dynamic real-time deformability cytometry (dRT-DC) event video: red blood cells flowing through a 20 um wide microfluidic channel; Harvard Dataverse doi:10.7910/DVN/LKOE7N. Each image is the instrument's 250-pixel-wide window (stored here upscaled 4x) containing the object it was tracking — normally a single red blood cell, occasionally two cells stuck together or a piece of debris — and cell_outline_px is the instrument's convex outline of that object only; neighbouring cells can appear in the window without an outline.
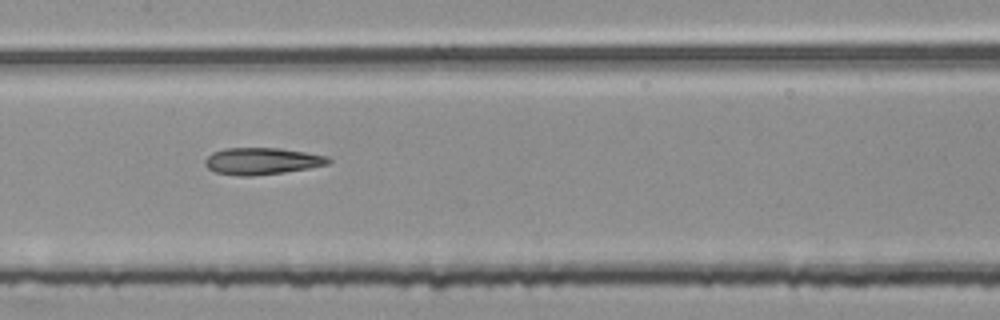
{"species": "common noctule bat (a hibernating species)", "species_latin": "Nyctalus noctula", "temperature_condition": "room temperature", "stored_images_in_passage": 53, "segment_of_instrument_passage": [2, 2], "camera_frame_rate_fps": 3000, "um_per_image_px": 0.085, "animal": {"sex": "female", "body_mass_g": 25.1}, "frame": {"image": 1, "passage_image": 26, "time_ms": 8.333, "image_size_px": [1000, 320], "cell_outline_px": [[332, 160], [328, 164], [308, 168], [284, 172], [252, 176], [240, 176], [216, 172], [208, 168], [204, 164], [204, 160], [212, 152], [224, 148], [276, 148], [304, 152], [328, 156]], "centroid_in_image_um": [22.24, 13.69], "position_along_channel_um": 185.2, "area_um2": 19.19}}
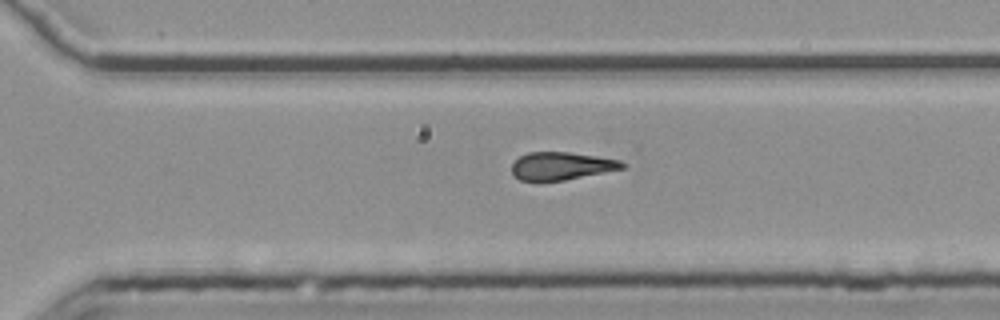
{"frame": {"image": 2, "passage_image": 37, "time_ms": 12.0, "image_size_px": [1000, 320], "cell_outline_px": [[628, 164], [624, 168], [564, 180], [520, 180], [512, 176], [512, 164], [520, 156], [528, 152], [568, 152], [596, 156], [620, 160]], "centroid_in_image_um": [47.72, 14.1], "position_along_channel_um": 322.9, "area_um2": 17.74}}
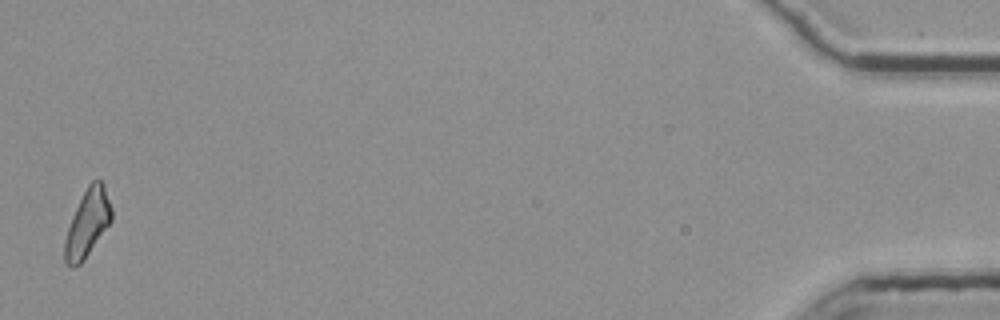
{"frame": {"image": 3, "passage_image": 53, "time_ms": 17.333, "image_size_px": [1000, 320], "cell_outline_px": [[112, 220], [84, 260], [80, 264], [72, 268], [64, 260], [64, 240], [72, 216], [88, 184], [92, 180], [100, 180], [104, 184], [112, 208]], "centroid_in_image_um": [7.44, 18.98], "position_along_channel_um": 427.8, "area_um2": 18.21}}